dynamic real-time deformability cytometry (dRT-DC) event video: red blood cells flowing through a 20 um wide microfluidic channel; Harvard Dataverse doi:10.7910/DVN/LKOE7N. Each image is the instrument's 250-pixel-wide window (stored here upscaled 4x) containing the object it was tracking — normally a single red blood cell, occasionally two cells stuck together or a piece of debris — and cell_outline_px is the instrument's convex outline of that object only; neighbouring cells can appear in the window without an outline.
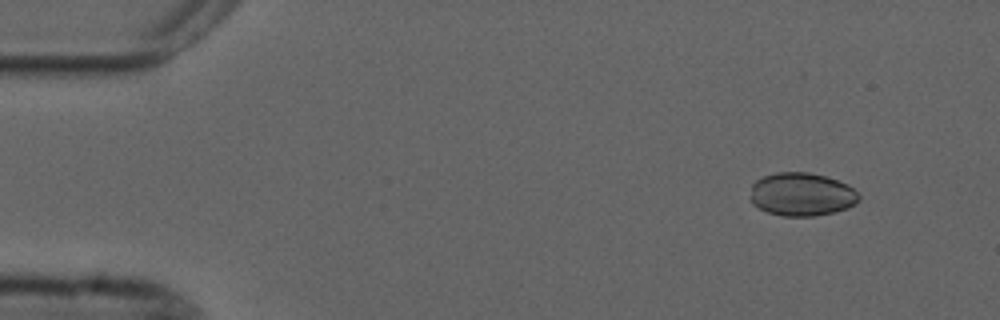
{"species": "common noctule bat (a hibernating species)", "species_latin": "Nyctalus noctula", "temperature_condition": "cold", "stored_images_in_passage": 5, "camera_frame_rate_fps": 3000, "um_per_image_px": 0.085, "animal": {"sex": "male", "forearm_length_mm": 52.5}, "frame": {"image": 1, "passage_image": 2, "time_ms": 1.333, "image_size_px": [1000, 320], "cell_outline_px": [[860, 200], [856, 204], [848, 208], [836, 212], [816, 216], [784, 216], [768, 212], [752, 204], [752, 184], [756, 180], [764, 176], [776, 172], [808, 172], [824, 176], [848, 184], [860, 196]], "centroid_in_image_um": [68.18, 16.53], "position_along_channel_um": 16.8, "area_um2": 27.4}}